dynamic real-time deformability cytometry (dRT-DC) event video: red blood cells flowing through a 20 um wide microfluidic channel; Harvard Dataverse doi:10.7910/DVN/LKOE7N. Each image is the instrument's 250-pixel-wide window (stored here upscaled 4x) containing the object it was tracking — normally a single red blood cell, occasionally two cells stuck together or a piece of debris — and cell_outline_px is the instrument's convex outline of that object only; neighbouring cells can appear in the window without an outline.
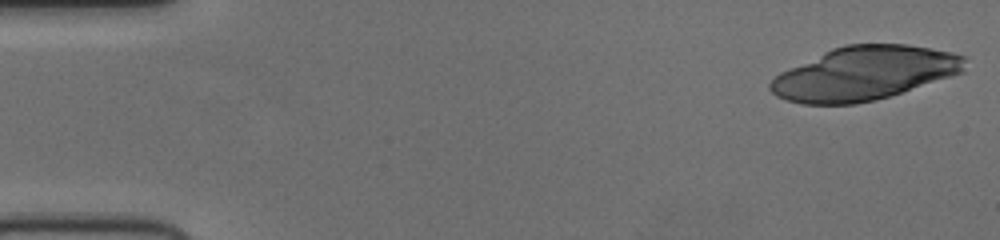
{"species": "human", "species_latin": "Homo sapiens", "temperature_condition": "cold", "stored_images_in_passage": 38, "camera_frame_rate_fps": 3000, "um_per_image_px": 0.085, "donor": {"sex": "female"}, "frame": {"image": 1, "passage_image": 1, "time_ms": 0.0, "image_size_px": [1000, 240], "cell_outline_px": [[964, 72], [876, 100], [856, 104], [800, 104], [776, 96], [768, 88], [768, 84], [780, 72], [832, 48], [844, 44], [908, 44], [952, 52], [964, 56]], "centroid_in_image_um": [73.44, 6.23], "position_along_channel_um": 11.6, "area_um2": 60.57}}